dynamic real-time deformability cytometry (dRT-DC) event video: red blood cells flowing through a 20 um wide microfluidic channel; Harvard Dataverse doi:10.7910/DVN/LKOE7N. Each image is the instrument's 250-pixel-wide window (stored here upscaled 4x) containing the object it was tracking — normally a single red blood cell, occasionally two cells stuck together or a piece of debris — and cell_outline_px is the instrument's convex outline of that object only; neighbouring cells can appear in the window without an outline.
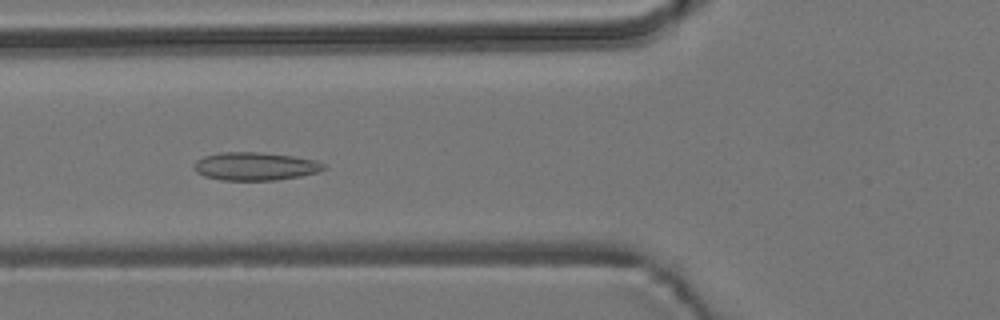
{"species": "common noctule bat (a hibernating species)", "species_latin": "Nyctalus noctula", "temperature_condition": "room temperature", "stored_images_in_passage": 6, "camera_frame_rate_fps": 3000, "um_per_image_px": 0.085, "animal": {"sex": "male", "body_mass_g": 19.2, "forearm_length_mm": 51.8}, "frame": {"image": 1, "passage_image": 3, "time_ms": 2.333, "image_size_px": [1000, 320], "cell_outline_px": [[328, 168], [320, 172], [300, 176], [276, 180], [220, 180], [204, 176], [196, 172], [192, 168], [196, 160], [204, 156], [220, 152], [256, 152], [292, 156], [316, 160], [324, 164]], "centroid_in_image_um": [21.69, 14.14], "position_along_channel_um": 104.1, "area_um2": 21.39}}
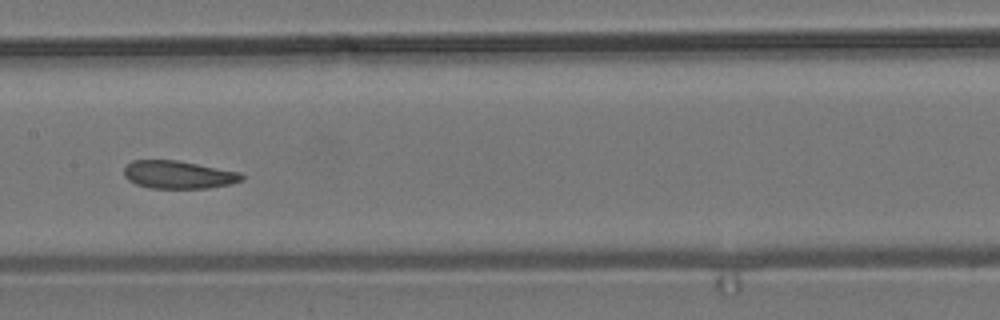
{"frame": {"image": 2, "passage_image": 5, "time_ms": 4.667, "image_size_px": [1000, 320], "cell_outline_px": [[244, 180], [228, 184], [208, 188], [152, 188], [136, 184], [128, 180], [124, 176], [124, 168], [132, 160], [176, 160], [240, 172], [244, 176]], "centroid_in_image_um": [15.15, 14.85], "position_along_channel_um": 192.2, "area_um2": 19.02}}
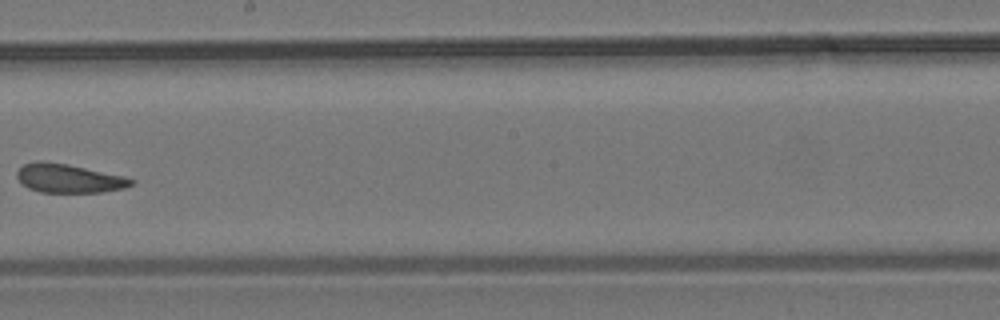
{"frame": {"image": 3, "passage_image": 6, "time_ms": 6.0, "image_size_px": [1000, 320], "cell_outline_px": [[136, 180], [132, 184], [124, 188], [104, 192], [40, 192], [28, 188], [16, 176], [16, 172], [24, 164], [36, 160], [40, 160], [68, 164], [124, 176]], "centroid_in_image_um": [5.85, 15.15], "position_along_channel_um": 242.4, "area_um2": 19.13}}